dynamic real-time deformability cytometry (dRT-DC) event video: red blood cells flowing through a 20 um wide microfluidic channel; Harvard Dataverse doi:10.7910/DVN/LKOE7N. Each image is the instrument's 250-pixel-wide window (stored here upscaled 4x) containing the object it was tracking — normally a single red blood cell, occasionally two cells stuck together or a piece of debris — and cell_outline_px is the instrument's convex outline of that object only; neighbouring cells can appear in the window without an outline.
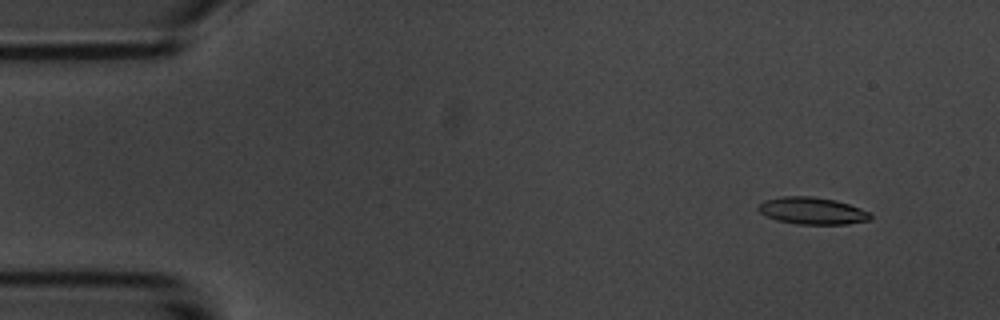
{"species": "common noctule bat (a hibernating species)", "species_latin": "Nyctalus noctula", "temperature_condition": "room temperature", "stored_images_in_passage": 54, "camera_frame_rate_fps": 3000, "um_per_image_px": 0.085, "animal": {"sex": "male", "body_mass_g": 20.1, "forearm_length_mm": 53.5}, "frame": {"image": 1, "passage_image": 5, "time_ms": 1.333, "image_size_px": [1000, 320], "cell_outline_px": [[872, 216], [868, 220], [848, 224], [796, 224], [776, 220], [760, 212], [756, 208], [764, 200], [784, 196], [808, 196], [836, 200], [860, 208], [868, 212]], "centroid_in_image_um": [69.02, 17.92], "position_along_channel_um": 16.0, "area_um2": 17.51}}
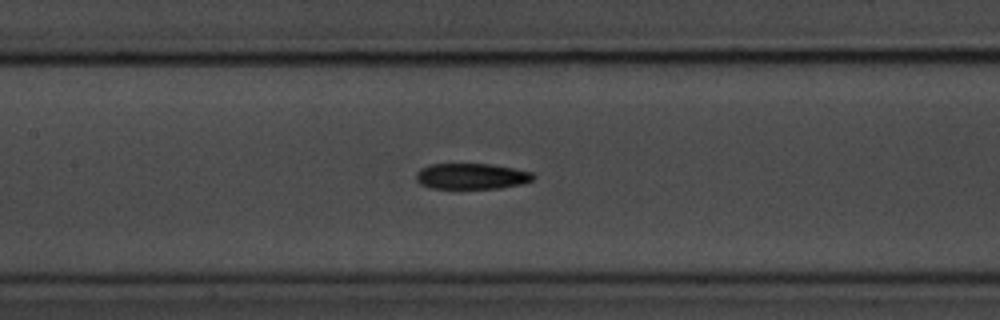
{"frame": {"image": 2, "passage_image": 25, "time_ms": 8.0, "image_size_px": [1000, 320], "cell_outline_px": [[536, 176], [532, 180], [520, 184], [500, 188], [428, 188], [420, 184], [416, 180], [416, 172], [420, 168], [428, 164], [492, 164], [532, 172]], "centroid_in_image_um": [40.04, 14.97], "position_along_channel_um": 167.4, "area_um2": 17.69}}
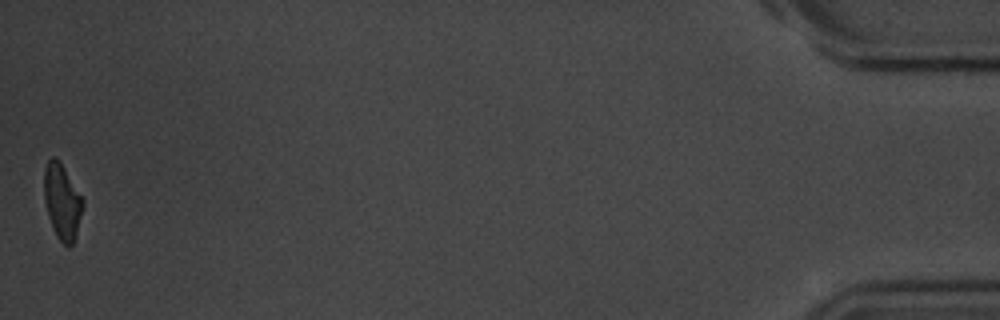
{"frame": {"image": 3, "passage_image": 54, "time_ms": 17.667, "image_size_px": [1000, 320], "cell_outline_px": [[84, 204], [76, 232], [72, 244], [68, 248], [56, 236], [48, 216], [44, 200], [44, 168], [48, 160], [52, 156], [56, 156], [64, 168], [84, 200]], "centroid_in_image_um": [5.26, 17.11], "position_along_channel_um": 429.9, "area_um2": 16.88}, "authors_computed_cell_mechanics": {"area_um2": 17.9469, "velocity_mm_per_s": 3.7212, "shape_relaxation_time_tau1_ms": 3.7855, "shape_relaxation_time_tau2_ms": null, "deformation_change_tau1": 0.1879, "deformation_change_tau2": null}}